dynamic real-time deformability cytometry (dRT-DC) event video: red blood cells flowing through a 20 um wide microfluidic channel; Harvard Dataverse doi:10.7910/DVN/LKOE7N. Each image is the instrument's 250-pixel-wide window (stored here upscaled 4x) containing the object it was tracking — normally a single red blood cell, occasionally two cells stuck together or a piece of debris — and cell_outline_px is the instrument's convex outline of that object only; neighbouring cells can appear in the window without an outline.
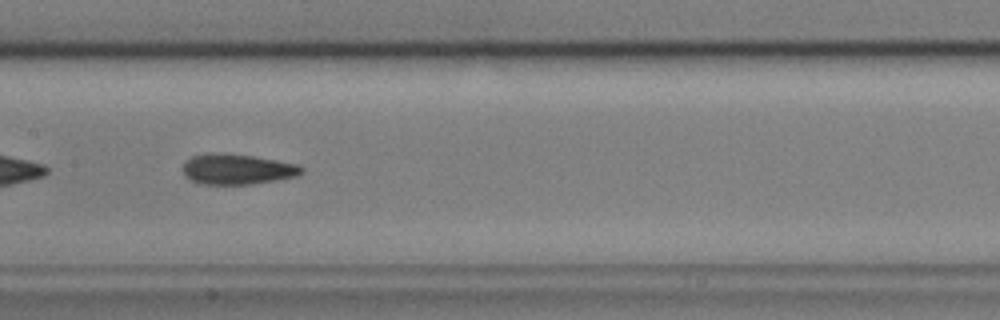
{"species": "common noctule bat (a hibernating species)", "species_latin": "Nyctalus noctula", "temperature_condition": "cold", "stored_images_in_passage": 40, "camera_frame_rate_fps": 3000, "um_per_image_px": 0.085, "animal": {"sex": "male", "body_mass_g": 17.9, "forearm_length_mm": 54.2}, "frame": {"image": 1, "passage_image": 12, "time_ms": 3.667, "image_size_px": [1000, 320], "cell_outline_px": [[304, 172], [296, 176], [276, 180], [252, 184], [204, 184], [192, 180], [184, 176], [184, 164], [192, 156], [208, 152], [224, 152], [252, 156], [300, 164], [304, 168]], "centroid_in_image_um": [20.19, 14.36], "position_along_channel_um": 187.2, "area_um2": 21.15}}
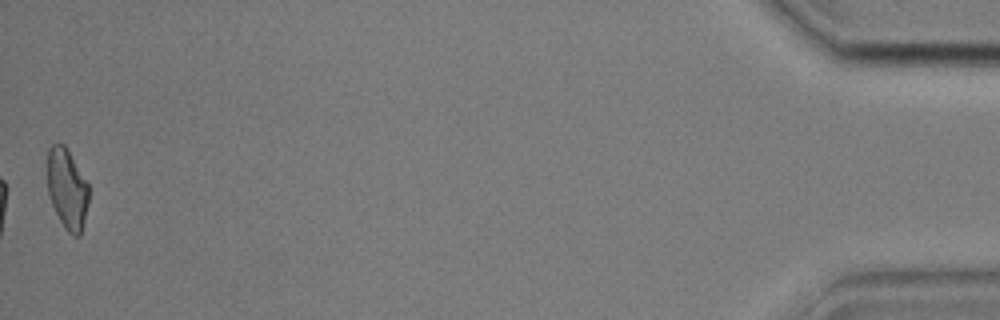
{"frame": {"image": 2, "passage_image": 40, "time_ms": 13.0, "image_size_px": [1000, 320], "cell_outline_px": [[88, 204], [80, 236], [72, 236], [64, 228], [52, 204], [48, 192], [48, 148], [52, 144], [64, 144], [88, 184]], "centroid_in_image_um": [5.7, 16.08], "position_along_channel_um": 429.5, "area_um2": 19.07}, "authors_computed_cell_mechanics": {"area_um2": 20.7213, "velocity_mm_per_s": 3.5938, "shape_relaxation_time_tau1_ms": 3.6152, "shape_relaxation_time_tau2_ms": 2.2098, "deformation_change_tau1": 0.1298, "deformation_change_tau2": 0.0855}}